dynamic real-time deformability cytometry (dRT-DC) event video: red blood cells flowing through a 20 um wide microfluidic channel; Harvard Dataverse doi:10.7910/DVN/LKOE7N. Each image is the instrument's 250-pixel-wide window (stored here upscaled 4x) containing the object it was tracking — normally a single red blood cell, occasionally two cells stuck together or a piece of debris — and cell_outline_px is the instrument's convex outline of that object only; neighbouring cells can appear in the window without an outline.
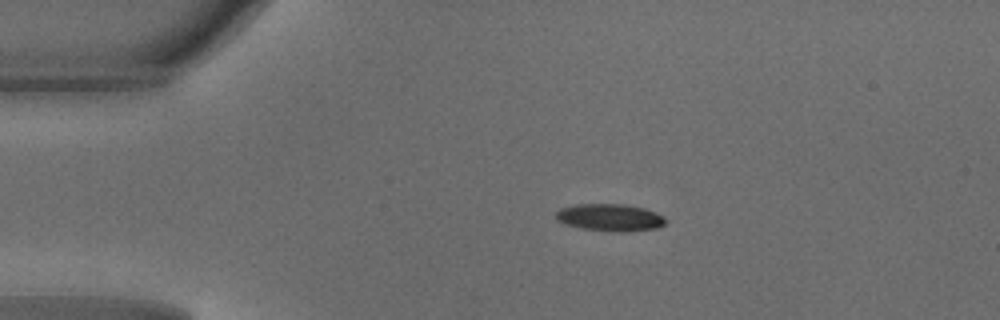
{"species": "common noctule bat (a hibernating species)", "species_latin": "Nyctalus noctula", "temperature_condition": "warm", "stored_images_in_passage": 39, "camera_frame_rate_fps": 3000, "um_per_image_px": 0.085, "animal": {"sex": "male", "body_mass_g": 18.8}, "frame": {"image": 1, "passage_image": 1, "time_ms": 0.0, "image_size_px": [1000, 320], "cell_outline_px": [[668, 220], [660, 228], [620, 232], [580, 228], [564, 224], [556, 220], [556, 212], [560, 208], [576, 204], [624, 204], [644, 208], [664, 216]], "centroid_in_image_um": [51.85, 18.48], "position_along_channel_um": 33.1, "area_um2": 17.51}}
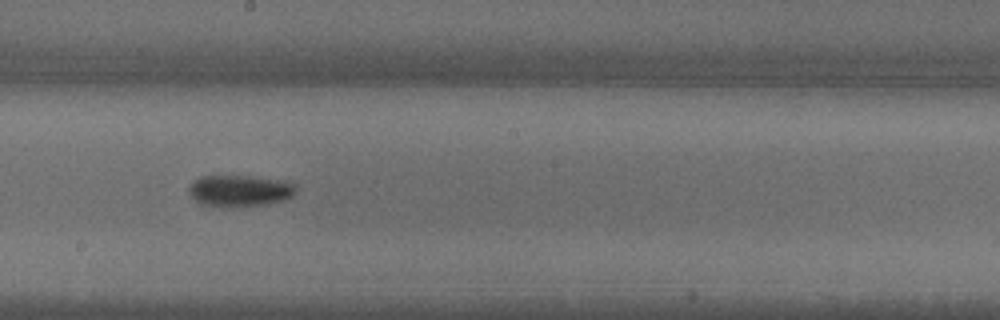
{"frame": {"image": 2, "passage_image": 18, "time_ms": 5.667, "image_size_px": [1000, 320], "cell_outline_px": [[296, 192], [292, 196], [284, 200], [268, 204], [200, 204], [188, 192], [188, 188], [200, 176], [252, 176], [284, 180], [296, 184]], "centroid_in_image_um": [20.45, 16.16], "position_along_channel_um": 227.8, "area_um2": 18.96}}
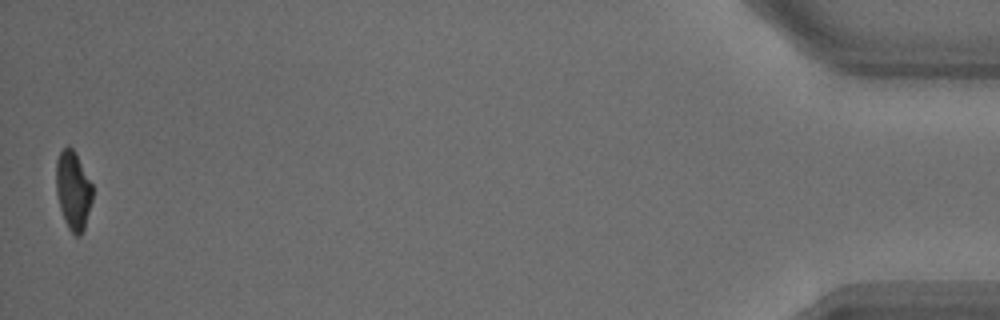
{"frame": {"image": 3, "passage_image": 39, "time_ms": 12.667, "image_size_px": [1000, 320], "cell_outline_px": [[92, 200], [84, 228], [80, 236], [76, 236], [68, 228], [64, 220], [60, 208], [56, 192], [56, 160], [60, 152], [64, 148], [72, 148], [92, 184]], "centroid_in_image_um": [6.2, 16.22], "position_along_channel_um": 429.0, "area_um2": 16.36}, "authors_computed_cell_mechanics": {"area_um2": 18.1492, "velocity_mm_per_s": 4.1911, "shape_relaxation_time_tau1_ms": 3.3802, "shape_relaxation_time_tau2_ms": null, "deformation_change_tau1": 0.1554, "deformation_change_tau2": null}}